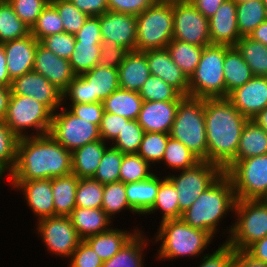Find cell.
<instances>
[{
	"label": "cell",
	"instance_id": "1",
	"mask_svg": "<svg viewBox=\"0 0 267 267\" xmlns=\"http://www.w3.org/2000/svg\"><path fill=\"white\" fill-rule=\"evenodd\" d=\"M71 173V152L50 134L19 138L11 181L52 179Z\"/></svg>",
	"mask_w": 267,
	"mask_h": 267
},
{
	"label": "cell",
	"instance_id": "2",
	"mask_svg": "<svg viewBox=\"0 0 267 267\" xmlns=\"http://www.w3.org/2000/svg\"><path fill=\"white\" fill-rule=\"evenodd\" d=\"M248 118L228 98L205 99L207 161L225 171L235 160Z\"/></svg>",
	"mask_w": 267,
	"mask_h": 267
},
{
	"label": "cell",
	"instance_id": "3",
	"mask_svg": "<svg viewBox=\"0 0 267 267\" xmlns=\"http://www.w3.org/2000/svg\"><path fill=\"white\" fill-rule=\"evenodd\" d=\"M235 202L233 183L224 172L182 213L181 219L189 226L204 230L214 237L217 223L229 209H234Z\"/></svg>",
	"mask_w": 267,
	"mask_h": 267
},
{
	"label": "cell",
	"instance_id": "4",
	"mask_svg": "<svg viewBox=\"0 0 267 267\" xmlns=\"http://www.w3.org/2000/svg\"><path fill=\"white\" fill-rule=\"evenodd\" d=\"M169 134L182 142L201 161H207L205 99L184 97L178 104Z\"/></svg>",
	"mask_w": 267,
	"mask_h": 267
},
{
	"label": "cell",
	"instance_id": "5",
	"mask_svg": "<svg viewBox=\"0 0 267 267\" xmlns=\"http://www.w3.org/2000/svg\"><path fill=\"white\" fill-rule=\"evenodd\" d=\"M136 17V51L167 47L173 39V0H157Z\"/></svg>",
	"mask_w": 267,
	"mask_h": 267
},
{
	"label": "cell",
	"instance_id": "6",
	"mask_svg": "<svg viewBox=\"0 0 267 267\" xmlns=\"http://www.w3.org/2000/svg\"><path fill=\"white\" fill-rule=\"evenodd\" d=\"M212 238L208 232L189 226L181 218L161 221L156 235L157 241L163 240L158 257L196 256L203 252Z\"/></svg>",
	"mask_w": 267,
	"mask_h": 267
},
{
	"label": "cell",
	"instance_id": "7",
	"mask_svg": "<svg viewBox=\"0 0 267 267\" xmlns=\"http://www.w3.org/2000/svg\"><path fill=\"white\" fill-rule=\"evenodd\" d=\"M228 47L218 44L203 47L198 66L189 78V97L225 98L223 63Z\"/></svg>",
	"mask_w": 267,
	"mask_h": 267
},
{
	"label": "cell",
	"instance_id": "8",
	"mask_svg": "<svg viewBox=\"0 0 267 267\" xmlns=\"http://www.w3.org/2000/svg\"><path fill=\"white\" fill-rule=\"evenodd\" d=\"M234 211L238 219L227 242L235 250H246L267 236V205L261 199H236Z\"/></svg>",
	"mask_w": 267,
	"mask_h": 267
},
{
	"label": "cell",
	"instance_id": "9",
	"mask_svg": "<svg viewBox=\"0 0 267 267\" xmlns=\"http://www.w3.org/2000/svg\"><path fill=\"white\" fill-rule=\"evenodd\" d=\"M52 112L31 96L11 94L4 122L18 137H24L23 130L35 128V136L49 134ZM38 130V131H37Z\"/></svg>",
	"mask_w": 267,
	"mask_h": 267
},
{
	"label": "cell",
	"instance_id": "10",
	"mask_svg": "<svg viewBox=\"0 0 267 267\" xmlns=\"http://www.w3.org/2000/svg\"><path fill=\"white\" fill-rule=\"evenodd\" d=\"M224 172L236 199H261L267 193V154L235 160Z\"/></svg>",
	"mask_w": 267,
	"mask_h": 267
},
{
	"label": "cell",
	"instance_id": "11",
	"mask_svg": "<svg viewBox=\"0 0 267 267\" xmlns=\"http://www.w3.org/2000/svg\"><path fill=\"white\" fill-rule=\"evenodd\" d=\"M223 173L218 165L200 161L193 167L183 170L178 177L167 176L177 191L180 212L187 210Z\"/></svg>",
	"mask_w": 267,
	"mask_h": 267
},
{
	"label": "cell",
	"instance_id": "12",
	"mask_svg": "<svg viewBox=\"0 0 267 267\" xmlns=\"http://www.w3.org/2000/svg\"><path fill=\"white\" fill-rule=\"evenodd\" d=\"M49 134L70 152L101 139L98 125L75 116L64 107L60 113L52 114Z\"/></svg>",
	"mask_w": 267,
	"mask_h": 267
},
{
	"label": "cell",
	"instance_id": "13",
	"mask_svg": "<svg viewBox=\"0 0 267 267\" xmlns=\"http://www.w3.org/2000/svg\"><path fill=\"white\" fill-rule=\"evenodd\" d=\"M173 39L206 47L211 44L209 19L188 0H173Z\"/></svg>",
	"mask_w": 267,
	"mask_h": 267
},
{
	"label": "cell",
	"instance_id": "14",
	"mask_svg": "<svg viewBox=\"0 0 267 267\" xmlns=\"http://www.w3.org/2000/svg\"><path fill=\"white\" fill-rule=\"evenodd\" d=\"M38 231L53 254L71 257L82 239L68 216H52L38 220Z\"/></svg>",
	"mask_w": 267,
	"mask_h": 267
},
{
	"label": "cell",
	"instance_id": "15",
	"mask_svg": "<svg viewBox=\"0 0 267 267\" xmlns=\"http://www.w3.org/2000/svg\"><path fill=\"white\" fill-rule=\"evenodd\" d=\"M11 94L31 96L38 102L44 104L52 113L63 102L62 91L48 79L35 71L27 72L12 80L10 86Z\"/></svg>",
	"mask_w": 267,
	"mask_h": 267
},
{
	"label": "cell",
	"instance_id": "16",
	"mask_svg": "<svg viewBox=\"0 0 267 267\" xmlns=\"http://www.w3.org/2000/svg\"><path fill=\"white\" fill-rule=\"evenodd\" d=\"M102 41H114L128 51H136L137 17L114 11L99 16Z\"/></svg>",
	"mask_w": 267,
	"mask_h": 267
},
{
	"label": "cell",
	"instance_id": "17",
	"mask_svg": "<svg viewBox=\"0 0 267 267\" xmlns=\"http://www.w3.org/2000/svg\"><path fill=\"white\" fill-rule=\"evenodd\" d=\"M227 98L243 116L252 119L267 107V77L253 76Z\"/></svg>",
	"mask_w": 267,
	"mask_h": 267
},
{
	"label": "cell",
	"instance_id": "18",
	"mask_svg": "<svg viewBox=\"0 0 267 267\" xmlns=\"http://www.w3.org/2000/svg\"><path fill=\"white\" fill-rule=\"evenodd\" d=\"M147 57L150 75L157 76L174 87L182 96H189V79L171 59L167 48L144 52Z\"/></svg>",
	"mask_w": 267,
	"mask_h": 267
},
{
	"label": "cell",
	"instance_id": "19",
	"mask_svg": "<svg viewBox=\"0 0 267 267\" xmlns=\"http://www.w3.org/2000/svg\"><path fill=\"white\" fill-rule=\"evenodd\" d=\"M33 71L43 75L62 92L76 76L69 60L58 57L40 43L36 48Z\"/></svg>",
	"mask_w": 267,
	"mask_h": 267
},
{
	"label": "cell",
	"instance_id": "20",
	"mask_svg": "<svg viewBox=\"0 0 267 267\" xmlns=\"http://www.w3.org/2000/svg\"><path fill=\"white\" fill-rule=\"evenodd\" d=\"M236 2L226 0L209 19L211 44L235 47L241 36L237 26Z\"/></svg>",
	"mask_w": 267,
	"mask_h": 267
},
{
	"label": "cell",
	"instance_id": "21",
	"mask_svg": "<svg viewBox=\"0 0 267 267\" xmlns=\"http://www.w3.org/2000/svg\"><path fill=\"white\" fill-rule=\"evenodd\" d=\"M39 43L31 33L23 38L4 42L6 67L11 80L33 70Z\"/></svg>",
	"mask_w": 267,
	"mask_h": 267
},
{
	"label": "cell",
	"instance_id": "22",
	"mask_svg": "<svg viewBox=\"0 0 267 267\" xmlns=\"http://www.w3.org/2000/svg\"><path fill=\"white\" fill-rule=\"evenodd\" d=\"M180 101H143L138 123L145 132L169 134Z\"/></svg>",
	"mask_w": 267,
	"mask_h": 267
},
{
	"label": "cell",
	"instance_id": "23",
	"mask_svg": "<svg viewBox=\"0 0 267 267\" xmlns=\"http://www.w3.org/2000/svg\"><path fill=\"white\" fill-rule=\"evenodd\" d=\"M12 186L24 190L28 205L39 219L55 216L52 195V179L11 181Z\"/></svg>",
	"mask_w": 267,
	"mask_h": 267
},
{
	"label": "cell",
	"instance_id": "24",
	"mask_svg": "<svg viewBox=\"0 0 267 267\" xmlns=\"http://www.w3.org/2000/svg\"><path fill=\"white\" fill-rule=\"evenodd\" d=\"M149 76L146 54L140 51H129L118 68L120 88L139 92Z\"/></svg>",
	"mask_w": 267,
	"mask_h": 267
},
{
	"label": "cell",
	"instance_id": "25",
	"mask_svg": "<svg viewBox=\"0 0 267 267\" xmlns=\"http://www.w3.org/2000/svg\"><path fill=\"white\" fill-rule=\"evenodd\" d=\"M68 217L82 240L110 230V217L102 208L75 207Z\"/></svg>",
	"mask_w": 267,
	"mask_h": 267
},
{
	"label": "cell",
	"instance_id": "26",
	"mask_svg": "<svg viewBox=\"0 0 267 267\" xmlns=\"http://www.w3.org/2000/svg\"><path fill=\"white\" fill-rule=\"evenodd\" d=\"M106 148L105 141L100 139L71 152L72 174L78 178L93 177Z\"/></svg>",
	"mask_w": 267,
	"mask_h": 267
},
{
	"label": "cell",
	"instance_id": "27",
	"mask_svg": "<svg viewBox=\"0 0 267 267\" xmlns=\"http://www.w3.org/2000/svg\"><path fill=\"white\" fill-rule=\"evenodd\" d=\"M81 75L90 83L92 103L103 102L120 88L118 69L116 68L98 64Z\"/></svg>",
	"mask_w": 267,
	"mask_h": 267
},
{
	"label": "cell",
	"instance_id": "28",
	"mask_svg": "<svg viewBox=\"0 0 267 267\" xmlns=\"http://www.w3.org/2000/svg\"><path fill=\"white\" fill-rule=\"evenodd\" d=\"M225 80V98L238 87L243 86L252 77V71L244 61L242 54L236 47H228L225 50L223 63Z\"/></svg>",
	"mask_w": 267,
	"mask_h": 267
},
{
	"label": "cell",
	"instance_id": "29",
	"mask_svg": "<svg viewBox=\"0 0 267 267\" xmlns=\"http://www.w3.org/2000/svg\"><path fill=\"white\" fill-rule=\"evenodd\" d=\"M159 189V178L152 175L149 179L125 184L129 205L136 214H147L153 206Z\"/></svg>",
	"mask_w": 267,
	"mask_h": 267
},
{
	"label": "cell",
	"instance_id": "30",
	"mask_svg": "<svg viewBox=\"0 0 267 267\" xmlns=\"http://www.w3.org/2000/svg\"><path fill=\"white\" fill-rule=\"evenodd\" d=\"M267 154V132L252 119L243 127L236 160Z\"/></svg>",
	"mask_w": 267,
	"mask_h": 267
},
{
	"label": "cell",
	"instance_id": "31",
	"mask_svg": "<svg viewBox=\"0 0 267 267\" xmlns=\"http://www.w3.org/2000/svg\"><path fill=\"white\" fill-rule=\"evenodd\" d=\"M79 178L74 174L52 178L55 216H69L76 207V189Z\"/></svg>",
	"mask_w": 267,
	"mask_h": 267
},
{
	"label": "cell",
	"instance_id": "32",
	"mask_svg": "<svg viewBox=\"0 0 267 267\" xmlns=\"http://www.w3.org/2000/svg\"><path fill=\"white\" fill-rule=\"evenodd\" d=\"M143 100L139 92L115 90L108 98L103 101L104 112L123 116L130 120H137Z\"/></svg>",
	"mask_w": 267,
	"mask_h": 267
},
{
	"label": "cell",
	"instance_id": "33",
	"mask_svg": "<svg viewBox=\"0 0 267 267\" xmlns=\"http://www.w3.org/2000/svg\"><path fill=\"white\" fill-rule=\"evenodd\" d=\"M110 229L106 232L90 236L85 241L93 248L104 262L112 258L136 234Z\"/></svg>",
	"mask_w": 267,
	"mask_h": 267
},
{
	"label": "cell",
	"instance_id": "34",
	"mask_svg": "<svg viewBox=\"0 0 267 267\" xmlns=\"http://www.w3.org/2000/svg\"><path fill=\"white\" fill-rule=\"evenodd\" d=\"M237 26L240 36H249L263 21L267 11L263 0L236 3Z\"/></svg>",
	"mask_w": 267,
	"mask_h": 267
},
{
	"label": "cell",
	"instance_id": "35",
	"mask_svg": "<svg viewBox=\"0 0 267 267\" xmlns=\"http://www.w3.org/2000/svg\"><path fill=\"white\" fill-rule=\"evenodd\" d=\"M237 50L242 54L244 61L250 67L253 76L267 77V46L242 36L237 42Z\"/></svg>",
	"mask_w": 267,
	"mask_h": 267
},
{
	"label": "cell",
	"instance_id": "36",
	"mask_svg": "<svg viewBox=\"0 0 267 267\" xmlns=\"http://www.w3.org/2000/svg\"><path fill=\"white\" fill-rule=\"evenodd\" d=\"M166 48L171 59L189 79L198 66L203 47L172 39Z\"/></svg>",
	"mask_w": 267,
	"mask_h": 267
},
{
	"label": "cell",
	"instance_id": "37",
	"mask_svg": "<svg viewBox=\"0 0 267 267\" xmlns=\"http://www.w3.org/2000/svg\"><path fill=\"white\" fill-rule=\"evenodd\" d=\"M112 258L104 261L102 267H142L141 250L146 246V240L138 232ZM144 241V243H143Z\"/></svg>",
	"mask_w": 267,
	"mask_h": 267
},
{
	"label": "cell",
	"instance_id": "38",
	"mask_svg": "<svg viewBox=\"0 0 267 267\" xmlns=\"http://www.w3.org/2000/svg\"><path fill=\"white\" fill-rule=\"evenodd\" d=\"M101 42L76 41L69 62L73 72L81 75L99 64Z\"/></svg>",
	"mask_w": 267,
	"mask_h": 267
},
{
	"label": "cell",
	"instance_id": "39",
	"mask_svg": "<svg viewBox=\"0 0 267 267\" xmlns=\"http://www.w3.org/2000/svg\"><path fill=\"white\" fill-rule=\"evenodd\" d=\"M159 208L163 213L162 221L181 218L182 213L179 209L177 191L167 177L163 180L159 179L156 200L147 213L155 212Z\"/></svg>",
	"mask_w": 267,
	"mask_h": 267
},
{
	"label": "cell",
	"instance_id": "40",
	"mask_svg": "<svg viewBox=\"0 0 267 267\" xmlns=\"http://www.w3.org/2000/svg\"><path fill=\"white\" fill-rule=\"evenodd\" d=\"M31 29L19 19L12 5L7 1L0 3V42L23 38Z\"/></svg>",
	"mask_w": 267,
	"mask_h": 267
},
{
	"label": "cell",
	"instance_id": "41",
	"mask_svg": "<svg viewBox=\"0 0 267 267\" xmlns=\"http://www.w3.org/2000/svg\"><path fill=\"white\" fill-rule=\"evenodd\" d=\"M169 167L178 170H185L193 167L201 160L192 153L182 142L169 136L168 142L162 157Z\"/></svg>",
	"mask_w": 267,
	"mask_h": 267
},
{
	"label": "cell",
	"instance_id": "42",
	"mask_svg": "<svg viewBox=\"0 0 267 267\" xmlns=\"http://www.w3.org/2000/svg\"><path fill=\"white\" fill-rule=\"evenodd\" d=\"M124 153L115 147L106 148L99 167L92 177L101 184L115 183L120 181V167Z\"/></svg>",
	"mask_w": 267,
	"mask_h": 267
},
{
	"label": "cell",
	"instance_id": "43",
	"mask_svg": "<svg viewBox=\"0 0 267 267\" xmlns=\"http://www.w3.org/2000/svg\"><path fill=\"white\" fill-rule=\"evenodd\" d=\"M139 95L143 101H181L184 98L174 87L153 75L143 84Z\"/></svg>",
	"mask_w": 267,
	"mask_h": 267
},
{
	"label": "cell",
	"instance_id": "44",
	"mask_svg": "<svg viewBox=\"0 0 267 267\" xmlns=\"http://www.w3.org/2000/svg\"><path fill=\"white\" fill-rule=\"evenodd\" d=\"M150 166L138 153L124 154L120 167V182L127 184L149 179L154 175L149 171Z\"/></svg>",
	"mask_w": 267,
	"mask_h": 267
},
{
	"label": "cell",
	"instance_id": "45",
	"mask_svg": "<svg viewBox=\"0 0 267 267\" xmlns=\"http://www.w3.org/2000/svg\"><path fill=\"white\" fill-rule=\"evenodd\" d=\"M104 185L94 178H79L76 189V207L101 208Z\"/></svg>",
	"mask_w": 267,
	"mask_h": 267
},
{
	"label": "cell",
	"instance_id": "46",
	"mask_svg": "<svg viewBox=\"0 0 267 267\" xmlns=\"http://www.w3.org/2000/svg\"><path fill=\"white\" fill-rule=\"evenodd\" d=\"M62 32H64L63 21L55 6L50 2L31 28V34L37 41H40L46 36Z\"/></svg>",
	"mask_w": 267,
	"mask_h": 267
},
{
	"label": "cell",
	"instance_id": "47",
	"mask_svg": "<svg viewBox=\"0 0 267 267\" xmlns=\"http://www.w3.org/2000/svg\"><path fill=\"white\" fill-rule=\"evenodd\" d=\"M101 208L110 218L113 214L118 213L125 208L136 213L128 203L125 184L120 181L104 184Z\"/></svg>",
	"mask_w": 267,
	"mask_h": 267
},
{
	"label": "cell",
	"instance_id": "48",
	"mask_svg": "<svg viewBox=\"0 0 267 267\" xmlns=\"http://www.w3.org/2000/svg\"><path fill=\"white\" fill-rule=\"evenodd\" d=\"M19 138L0 120V169L12 173L16 163L17 143Z\"/></svg>",
	"mask_w": 267,
	"mask_h": 267
},
{
	"label": "cell",
	"instance_id": "49",
	"mask_svg": "<svg viewBox=\"0 0 267 267\" xmlns=\"http://www.w3.org/2000/svg\"><path fill=\"white\" fill-rule=\"evenodd\" d=\"M63 21L65 33L76 34L83 27L89 15L77 9L69 0H50Z\"/></svg>",
	"mask_w": 267,
	"mask_h": 267
},
{
	"label": "cell",
	"instance_id": "50",
	"mask_svg": "<svg viewBox=\"0 0 267 267\" xmlns=\"http://www.w3.org/2000/svg\"><path fill=\"white\" fill-rule=\"evenodd\" d=\"M169 136L161 132H145L138 154L149 164L162 161Z\"/></svg>",
	"mask_w": 267,
	"mask_h": 267
},
{
	"label": "cell",
	"instance_id": "51",
	"mask_svg": "<svg viewBox=\"0 0 267 267\" xmlns=\"http://www.w3.org/2000/svg\"><path fill=\"white\" fill-rule=\"evenodd\" d=\"M144 133L137 120H129L113 141V147L124 154L138 153Z\"/></svg>",
	"mask_w": 267,
	"mask_h": 267
},
{
	"label": "cell",
	"instance_id": "52",
	"mask_svg": "<svg viewBox=\"0 0 267 267\" xmlns=\"http://www.w3.org/2000/svg\"><path fill=\"white\" fill-rule=\"evenodd\" d=\"M28 28H32L50 0H7Z\"/></svg>",
	"mask_w": 267,
	"mask_h": 267
},
{
	"label": "cell",
	"instance_id": "53",
	"mask_svg": "<svg viewBox=\"0 0 267 267\" xmlns=\"http://www.w3.org/2000/svg\"><path fill=\"white\" fill-rule=\"evenodd\" d=\"M39 42L43 47L52 51L58 57L69 60L74 52L76 39L74 34L62 32L46 36Z\"/></svg>",
	"mask_w": 267,
	"mask_h": 267
},
{
	"label": "cell",
	"instance_id": "54",
	"mask_svg": "<svg viewBox=\"0 0 267 267\" xmlns=\"http://www.w3.org/2000/svg\"><path fill=\"white\" fill-rule=\"evenodd\" d=\"M99 65L118 69L129 52L114 41H101Z\"/></svg>",
	"mask_w": 267,
	"mask_h": 267
},
{
	"label": "cell",
	"instance_id": "55",
	"mask_svg": "<svg viewBox=\"0 0 267 267\" xmlns=\"http://www.w3.org/2000/svg\"><path fill=\"white\" fill-rule=\"evenodd\" d=\"M62 96L63 99L69 96L72 104L92 103L90 83L82 75H76Z\"/></svg>",
	"mask_w": 267,
	"mask_h": 267
},
{
	"label": "cell",
	"instance_id": "56",
	"mask_svg": "<svg viewBox=\"0 0 267 267\" xmlns=\"http://www.w3.org/2000/svg\"><path fill=\"white\" fill-rule=\"evenodd\" d=\"M70 267H102L103 261L93 248L82 240L72 253Z\"/></svg>",
	"mask_w": 267,
	"mask_h": 267
},
{
	"label": "cell",
	"instance_id": "57",
	"mask_svg": "<svg viewBox=\"0 0 267 267\" xmlns=\"http://www.w3.org/2000/svg\"><path fill=\"white\" fill-rule=\"evenodd\" d=\"M129 120L123 116L104 112L99 126L101 139L103 141L112 140L113 142Z\"/></svg>",
	"mask_w": 267,
	"mask_h": 267
},
{
	"label": "cell",
	"instance_id": "58",
	"mask_svg": "<svg viewBox=\"0 0 267 267\" xmlns=\"http://www.w3.org/2000/svg\"><path fill=\"white\" fill-rule=\"evenodd\" d=\"M235 249L226 241L212 255L206 254L199 267H234Z\"/></svg>",
	"mask_w": 267,
	"mask_h": 267
},
{
	"label": "cell",
	"instance_id": "59",
	"mask_svg": "<svg viewBox=\"0 0 267 267\" xmlns=\"http://www.w3.org/2000/svg\"><path fill=\"white\" fill-rule=\"evenodd\" d=\"M70 107V112L75 116L100 126L104 113L103 102L71 104Z\"/></svg>",
	"mask_w": 267,
	"mask_h": 267
},
{
	"label": "cell",
	"instance_id": "60",
	"mask_svg": "<svg viewBox=\"0 0 267 267\" xmlns=\"http://www.w3.org/2000/svg\"><path fill=\"white\" fill-rule=\"evenodd\" d=\"M109 11L138 16L157 0H107Z\"/></svg>",
	"mask_w": 267,
	"mask_h": 267
},
{
	"label": "cell",
	"instance_id": "61",
	"mask_svg": "<svg viewBox=\"0 0 267 267\" xmlns=\"http://www.w3.org/2000/svg\"><path fill=\"white\" fill-rule=\"evenodd\" d=\"M76 41L101 42L99 16H89L83 27L75 34Z\"/></svg>",
	"mask_w": 267,
	"mask_h": 267
},
{
	"label": "cell",
	"instance_id": "62",
	"mask_svg": "<svg viewBox=\"0 0 267 267\" xmlns=\"http://www.w3.org/2000/svg\"><path fill=\"white\" fill-rule=\"evenodd\" d=\"M77 9L89 16H100L109 11L107 0H69Z\"/></svg>",
	"mask_w": 267,
	"mask_h": 267
},
{
	"label": "cell",
	"instance_id": "63",
	"mask_svg": "<svg viewBox=\"0 0 267 267\" xmlns=\"http://www.w3.org/2000/svg\"><path fill=\"white\" fill-rule=\"evenodd\" d=\"M203 16L210 19L226 0H188Z\"/></svg>",
	"mask_w": 267,
	"mask_h": 267
},
{
	"label": "cell",
	"instance_id": "64",
	"mask_svg": "<svg viewBox=\"0 0 267 267\" xmlns=\"http://www.w3.org/2000/svg\"><path fill=\"white\" fill-rule=\"evenodd\" d=\"M234 267H267V264L253 258L245 250H235Z\"/></svg>",
	"mask_w": 267,
	"mask_h": 267
},
{
	"label": "cell",
	"instance_id": "65",
	"mask_svg": "<svg viewBox=\"0 0 267 267\" xmlns=\"http://www.w3.org/2000/svg\"><path fill=\"white\" fill-rule=\"evenodd\" d=\"M245 251L253 258L267 264V236L254 242Z\"/></svg>",
	"mask_w": 267,
	"mask_h": 267
},
{
	"label": "cell",
	"instance_id": "66",
	"mask_svg": "<svg viewBox=\"0 0 267 267\" xmlns=\"http://www.w3.org/2000/svg\"><path fill=\"white\" fill-rule=\"evenodd\" d=\"M6 56L4 43L0 42V85L10 87L12 80L9 77L8 69L6 67Z\"/></svg>",
	"mask_w": 267,
	"mask_h": 267
},
{
	"label": "cell",
	"instance_id": "67",
	"mask_svg": "<svg viewBox=\"0 0 267 267\" xmlns=\"http://www.w3.org/2000/svg\"><path fill=\"white\" fill-rule=\"evenodd\" d=\"M11 96L10 87L0 85V120H4Z\"/></svg>",
	"mask_w": 267,
	"mask_h": 267
},
{
	"label": "cell",
	"instance_id": "68",
	"mask_svg": "<svg viewBox=\"0 0 267 267\" xmlns=\"http://www.w3.org/2000/svg\"><path fill=\"white\" fill-rule=\"evenodd\" d=\"M248 37L267 46V20L263 21Z\"/></svg>",
	"mask_w": 267,
	"mask_h": 267
},
{
	"label": "cell",
	"instance_id": "69",
	"mask_svg": "<svg viewBox=\"0 0 267 267\" xmlns=\"http://www.w3.org/2000/svg\"><path fill=\"white\" fill-rule=\"evenodd\" d=\"M252 120L267 132V107L254 116Z\"/></svg>",
	"mask_w": 267,
	"mask_h": 267
},
{
	"label": "cell",
	"instance_id": "70",
	"mask_svg": "<svg viewBox=\"0 0 267 267\" xmlns=\"http://www.w3.org/2000/svg\"><path fill=\"white\" fill-rule=\"evenodd\" d=\"M261 200L267 205V193L261 198Z\"/></svg>",
	"mask_w": 267,
	"mask_h": 267
},
{
	"label": "cell",
	"instance_id": "71",
	"mask_svg": "<svg viewBox=\"0 0 267 267\" xmlns=\"http://www.w3.org/2000/svg\"><path fill=\"white\" fill-rule=\"evenodd\" d=\"M236 3H245L251 0H234Z\"/></svg>",
	"mask_w": 267,
	"mask_h": 267
},
{
	"label": "cell",
	"instance_id": "72",
	"mask_svg": "<svg viewBox=\"0 0 267 267\" xmlns=\"http://www.w3.org/2000/svg\"><path fill=\"white\" fill-rule=\"evenodd\" d=\"M263 3H264V5H265V7H266V11H267V0H263Z\"/></svg>",
	"mask_w": 267,
	"mask_h": 267
},
{
	"label": "cell",
	"instance_id": "73",
	"mask_svg": "<svg viewBox=\"0 0 267 267\" xmlns=\"http://www.w3.org/2000/svg\"><path fill=\"white\" fill-rule=\"evenodd\" d=\"M4 172L0 169V177L2 176ZM1 179V178H0Z\"/></svg>",
	"mask_w": 267,
	"mask_h": 267
}]
</instances>
